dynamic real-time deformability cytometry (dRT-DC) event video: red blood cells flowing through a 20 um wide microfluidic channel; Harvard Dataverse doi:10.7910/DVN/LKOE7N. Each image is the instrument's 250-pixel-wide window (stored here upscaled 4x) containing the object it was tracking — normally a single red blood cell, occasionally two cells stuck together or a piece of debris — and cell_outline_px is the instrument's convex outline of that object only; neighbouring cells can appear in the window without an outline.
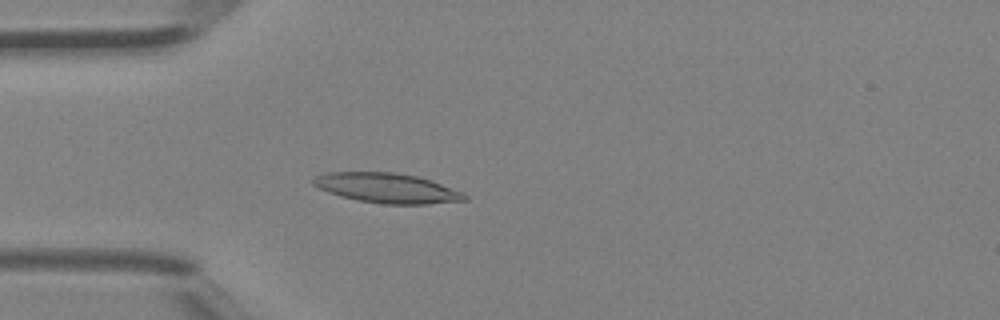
{"species": "Egyptian fruit bat (a non-hibernating species)", "species_latin": "Rousettus aegyptiacus", "temperature_condition": "room temperature", "stored_images_in_passage": 43, "camera_frame_rate_fps": 3000, "um_per_image_px": 0.085, "animal": {"sex": "female"}, "frame": {"image": 1, "passage_image": 11, "time_ms": 3.333, "image_size_px": [1000, 320], "cell_outline_px": [[468, 200], [428, 204], [384, 204], [356, 200], [340, 196], [328, 192], [312, 184], [312, 180], [316, 176], [324, 172], [392, 172], [416, 176], [432, 180], [464, 192], [468, 196]], "centroid_in_image_um": [32.92, 15.98], "position_along_channel_um": 52.1, "area_um2": 26.47}}
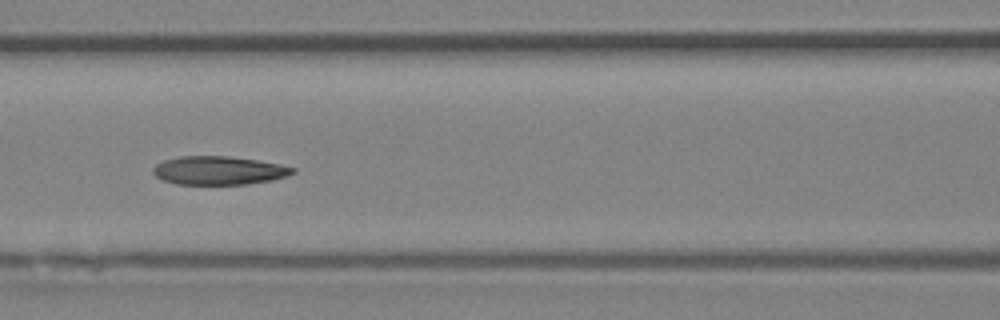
{"frame": {"image": 2, "passage_image": 18, "time_ms": 5.667, "image_size_px": [1000, 320], "cell_outline_px": [[296, 172], [288, 176], [272, 180], [248, 184], [176, 184], [164, 180], [156, 176], [152, 172], [152, 168], [156, 164], [164, 160], [180, 156], [228, 156], [256, 160], [280, 164], [296, 168]], "centroid_in_image_um": [18.62, 14.49], "position_along_channel_um": 148.0, "area_um2": 23.24}}
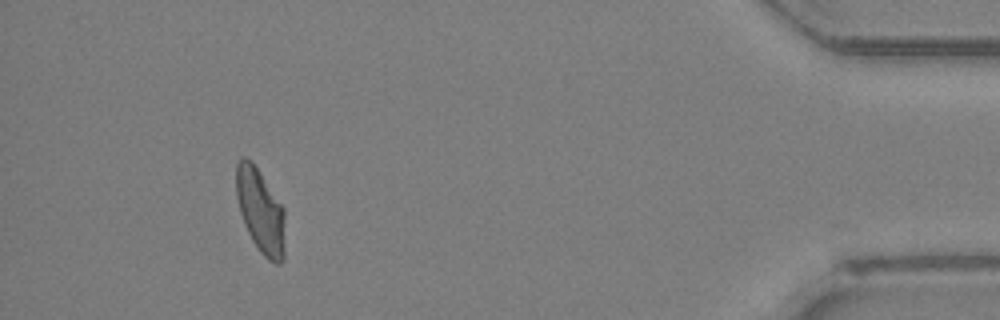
{"frame": {"image": 3, "passage_image": 40, "time_ms": 13.0, "image_size_px": [1000, 320], "cell_outline_px": [[284, 260], [280, 264], [276, 264], [268, 260], [260, 252], [252, 240], [244, 224], [240, 212], [236, 196], [236, 164], [244, 156], [252, 160], [284, 208]], "centroid_in_image_um": [22.14, 17.94], "position_along_channel_um": 413.1, "area_um2": 24.04}, "authors_computed_cell_mechanics": {"area_um2": 23.9292, "velocity_mm_per_s": 4.4941, "shape_relaxation_time_tau1_ms": null, "shape_relaxation_time_tau2_ms": 2.5012, "deformation_change_tau1": null, "deformation_change_tau2": 0.094}}